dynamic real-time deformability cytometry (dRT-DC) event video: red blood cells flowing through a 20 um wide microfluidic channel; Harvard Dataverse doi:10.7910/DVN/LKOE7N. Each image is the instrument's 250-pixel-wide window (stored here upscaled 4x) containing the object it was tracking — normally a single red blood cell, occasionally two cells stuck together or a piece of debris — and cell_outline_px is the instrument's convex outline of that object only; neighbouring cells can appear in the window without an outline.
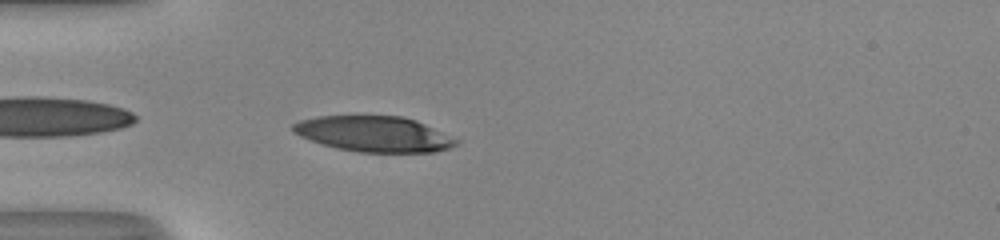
{"species": "human", "species_latin": "Homo sapiens", "temperature_condition": "room temperature", "stored_images_in_passage": 36, "camera_frame_rate_fps": 3000, "um_per_image_px": 0.085, "donor": {"sex": "male"}, "frame": {"image": 1, "passage_image": 2, "time_ms": 0.333, "image_size_px": [1000, 240], "cell_outline_px": [[460, 144], [436, 152], [360, 152], [336, 148], [300, 136], [292, 132], [292, 124], [300, 120], [316, 116], [404, 116], [416, 120], [460, 140]], "centroid_in_image_um": [31.81, 11.38], "position_along_channel_um": 53.2, "area_um2": 33.81}}
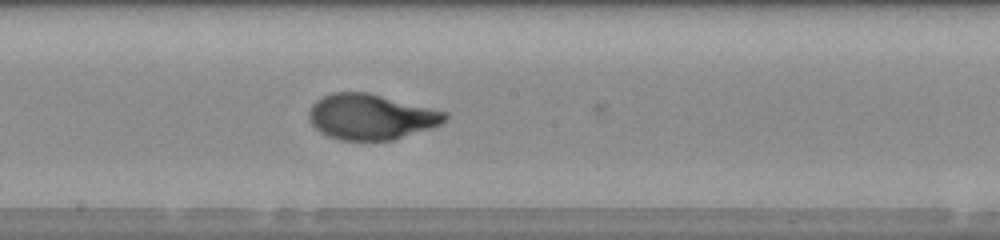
{"frame": {"image": 2, "passage_image": 15, "time_ms": 4.667, "image_size_px": [1000, 240], "cell_outline_px": [[448, 116], [440, 124], [432, 128], [392, 140], [340, 140], [328, 136], [320, 132], [308, 120], [308, 112], [312, 104], [316, 100], [332, 92], [368, 92], [448, 112]], "centroid_in_image_um": [31.51, 9.92], "position_along_channel_um": 216.7, "area_um2": 36.13}}
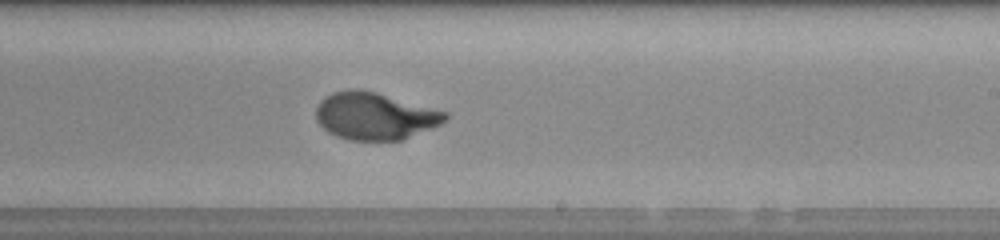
{"frame": {"image": 3, "passage_image": 18, "time_ms": 5.667, "image_size_px": [1000, 240], "cell_outline_px": [[448, 120], [432, 128], [404, 140], [348, 140], [336, 136], [328, 132], [316, 120], [316, 108], [320, 100], [324, 96], [332, 92], [352, 88], [360, 88], [376, 92], [448, 112]], "centroid_in_image_um": [31.86, 9.86], "position_along_channel_um": 257.1, "area_um2": 35.89}, "authors_computed_cell_mechanics": {"area_um2": 36.3562, "velocity_mm_per_s": 4.0638, "shape_relaxation_time_tau1_ms": 3.5333, "shape_relaxation_time_tau2_ms": null, "deformation_change_tau1": 0.2143, "deformation_change_tau2": null}}